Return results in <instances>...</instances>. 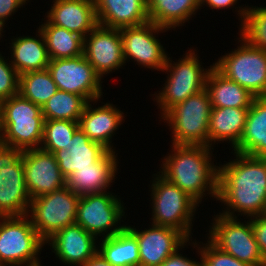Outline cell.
Instances as JSON below:
<instances>
[{
    "instance_id": "6da1fadb",
    "label": "cell",
    "mask_w": 266,
    "mask_h": 266,
    "mask_svg": "<svg viewBox=\"0 0 266 266\" xmlns=\"http://www.w3.org/2000/svg\"><path fill=\"white\" fill-rule=\"evenodd\" d=\"M234 153L236 159L218 167L216 199L227 206L219 214L233 218L235 211L251 218L262 215L266 212V158Z\"/></svg>"
},
{
    "instance_id": "7a4b0ae2",
    "label": "cell",
    "mask_w": 266,
    "mask_h": 266,
    "mask_svg": "<svg viewBox=\"0 0 266 266\" xmlns=\"http://www.w3.org/2000/svg\"><path fill=\"white\" fill-rule=\"evenodd\" d=\"M172 147L174 154L164 158L161 176L177 185L197 204L206 190L217 198L219 168L211 163V147L175 144Z\"/></svg>"
},
{
    "instance_id": "3957f363",
    "label": "cell",
    "mask_w": 266,
    "mask_h": 266,
    "mask_svg": "<svg viewBox=\"0 0 266 266\" xmlns=\"http://www.w3.org/2000/svg\"><path fill=\"white\" fill-rule=\"evenodd\" d=\"M44 122L41 107L19 93L0 102V141L4 144L22 150L39 148Z\"/></svg>"
},
{
    "instance_id": "277c9868",
    "label": "cell",
    "mask_w": 266,
    "mask_h": 266,
    "mask_svg": "<svg viewBox=\"0 0 266 266\" xmlns=\"http://www.w3.org/2000/svg\"><path fill=\"white\" fill-rule=\"evenodd\" d=\"M212 110L206 89L173 106L162 119L172 128V145L208 146V126Z\"/></svg>"
},
{
    "instance_id": "5b68a950",
    "label": "cell",
    "mask_w": 266,
    "mask_h": 266,
    "mask_svg": "<svg viewBox=\"0 0 266 266\" xmlns=\"http://www.w3.org/2000/svg\"><path fill=\"white\" fill-rule=\"evenodd\" d=\"M28 216H0V266H41L37 255L45 241Z\"/></svg>"
},
{
    "instance_id": "8992f818",
    "label": "cell",
    "mask_w": 266,
    "mask_h": 266,
    "mask_svg": "<svg viewBox=\"0 0 266 266\" xmlns=\"http://www.w3.org/2000/svg\"><path fill=\"white\" fill-rule=\"evenodd\" d=\"M151 185L153 203L152 224L181 232L188 240L191 235L193 213L198 204L177 185L156 175Z\"/></svg>"
},
{
    "instance_id": "52a82bcc",
    "label": "cell",
    "mask_w": 266,
    "mask_h": 266,
    "mask_svg": "<svg viewBox=\"0 0 266 266\" xmlns=\"http://www.w3.org/2000/svg\"><path fill=\"white\" fill-rule=\"evenodd\" d=\"M23 153L0 141V216L29 215L31 198L25 185Z\"/></svg>"
},
{
    "instance_id": "ba28073f",
    "label": "cell",
    "mask_w": 266,
    "mask_h": 266,
    "mask_svg": "<svg viewBox=\"0 0 266 266\" xmlns=\"http://www.w3.org/2000/svg\"><path fill=\"white\" fill-rule=\"evenodd\" d=\"M170 61V62H169ZM170 58L167 57L163 71L169 70L170 77L165 83L163 90L157 94L156 102L159 104L162 116L173 106L184 102L189 96L195 95L206 87V79L210 69H203L194 50L186 53L185 57L172 66ZM159 95V96H158Z\"/></svg>"
},
{
    "instance_id": "9c48e42d",
    "label": "cell",
    "mask_w": 266,
    "mask_h": 266,
    "mask_svg": "<svg viewBox=\"0 0 266 266\" xmlns=\"http://www.w3.org/2000/svg\"><path fill=\"white\" fill-rule=\"evenodd\" d=\"M239 41L242 45L237 50L224 55L213 66L255 97L266 96V51L244 39Z\"/></svg>"
},
{
    "instance_id": "30bf717a",
    "label": "cell",
    "mask_w": 266,
    "mask_h": 266,
    "mask_svg": "<svg viewBox=\"0 0 266 266\" xmlns=\"http://www.w3.org/2000/svg\"><path fill=\"white\" fill-rule=\"evenodd\" d=\"M80 195L66 186L31 200V222L46 242L55 232L76 222Z\"/></svg>"
},
{
    "instance_id": "8fae6325",
    "label": "cell",
    "mask_w": 266,
    "mask_h": 266,
    "mask_svg": "<svg viewBox=\"0 0 266 266\" xmlns=\"http://www.w3.org/2000/svg\"><path fill=\"white\" fill-rule=\"evenodd\" d=\"M237 216L217 215L210 227L208 239L220 250L230 254L250 266H266L259 245L256 241L252 222L247 224L236 220Z\"/></svg>"
},
{
    "instance_id": "7c38bea8",
    "label": "cell",
    "mask_w": 266,
    "mask_h": 266,
    "mask_svg": "<svg viewBox=\"0 0 266 266\" xmlns=\"http://www.w3.org/2000/svg\"><path fill=\"white\" fill-rule=\"evenodd\" d=\"M123 204L107 192L80 196L77 205L76 224L95 237L101 233L110 237L121 232L126 226H115L125 213ZM111 229V231H109ZM109 231V232H108ZM104 232V233H103Z\"/></svg>"
},
{
    "instance_id": "4fadbf2b",
    "label": "cell",
    "mask_w": 266,
    "mask_h": 266,
    "mask_svg": "<svg viewBox=\"0 0 266 266\" xmlns=\"http://www.w3.org/2000/svg\"><path fill=\"white\" fill-rule=\"evenodd\" d=\"M47 69L58 90L83 96L89 102H95L101 98V77L84 55L50 59Z\"/></svg>"
},
{
    "instance_id": "5bb4252c",
    "label": "cell",
    "mask_w": 266,
    "mask_h": 266,
    "mask_svg": "<svg viewBox=\"0 0 266 266\" xmlns=\"http://www.w3.org/2000/svg\"><path fill=\"white\" fill-rule=\"evenodd\" d=\"M163 30L167 29L150 21L140 26L120 28L125 62L128 60L127 58H130L138 62L139 65L163 71L167 55L153 34Z\"/></svg>"
},
{
    "instance_id": "9a60e30c",
    "label": "cell",
    "mask_w": 266,
    "mask_h": 266,
    "mask_svg": "<svg viewBox=\"0 0 266 266\" xmlns=\"http://www.w3.org/2000/svg\"><path fill=\"white\" fill-rule=\"evenodd\" d=\"M83 55L101 78L122 67L125 60L120 29L98 24L83 38Z\"/></svg>"
},
{
    "instance_id": "2e32d148",
    "label": "cell",
    "mask_w": 266,
    "mask_h": 266,
    "mask_svg": "<svg viewBox=\"0 0 266 266\" xmlns=\"http://www.w3.org/2000/svg\"><path fill=\"white\" fill-rule=\"evenodd\" d=\"M25 185L32 199L65 187L55 155L41 148L24 150Z\"/></svg>"
},
{
    "instance_id": "e0dca14e",
    "label": "cell",
    "mask_w": 266,
    "mask_h": 266,
    "mask_svg": "<svg viewBox=\"0 0 266 266\" xmlns=\"http://www.w3.org/2000/svg\"><path fill=\"white\" fill-rule=\"evenodd\" d=\"M126 227L136 236L140 266H160L189 241L181 232L169 227L152 224L150 229L140 232Z\"/></svg>"
},
{
    "instance_id": "ac0fdd59",
    "label": "cell",
    "mask_w": 266,
    "mask_h": 266,
    "mask_svg": "<svg viewBox=\"0 0 266 266\" xmlns=\"http://www.w3.org/2000/svg\"><path fill=\"white\" fill-rule=\"evenodd\" d=\"M96 239L74 223L55 232L45 243L51 244L54 253L63 263L83 266L98 251Z\"/></svg>"
},
{
    "instance_id": "d6986e66",
    "label": "cell",
    "mask_w": 266,
    "mask_h": 266,
    "mask_svg": "<svg viewBox=\"0 0 266 266\" xmlns=\"http://www.w3.org/2000/svg\"><path fill=\"white\" fill-rule=\"evenodd\" d=\"M48 21L85 38L97 25L94 0H54Z\"/></svg>"
},
{
    "instance_id": "ffe728a7",
    "label": "cell",
    "mask_w": 266,
    "mask_h": 266,
    "mask_svg": "<svg viewBox=\"0 0 266 266\" xmlns=\"http://www.w3.org/2000/svg\"><path fill=\"white\" fill-rule=\"evenodd\" d=\"M115 151H108L92 167L79 168L65 178V186L83 196L106 192L117 171Z\"/></svg>"
},
{
    "instance_id": "44dd1931",
    "label": "cell",
    "mask_w": 266,
    "mask_h": 266,
    "mask_svg": "<svg viewBox=\"0 0 266 266\" xmlns=\"http://www.w3.org/2000/svg\"><path fill=\"white\" fill-rule=\"evenodd\" d=\"M97 22L108 28L140 26L149 22L147 0H94Z\"/></svg>"
},
{
    "instance_id": "7402d4cb",
    "label": "cell",
    "mask_w": 266,
    "mask_h": 266,
    "mask_svg": "<svg viewBox=\"0 0 266 266\" xmlns=\"http://www.w3.org/2000/svg\"><path fill=\"white\" fill-rule=\"evenodd\" d=\"M109 150L101 143L89 139L79 128L73 135L68 150L54 153L62 175L66 178L79 168L92 167Z\"/></svg>"
},
{
    "instance_id": "603a6c76",
    "label": "cell",
    "mask_w": 266,
    "mask_h": 266,
    "mask_svg": "<svg viewBox=\"0 0 266 266\" xmlns=\"http://www.w3.org/2000/svg\"><path fill=\"white\" fill-rule=\"evenodd\" d=\"M88 101L79 119V128L90 140L101 143L109 151H114L110 143L112 134L121 125L123 112L112 104H105L98 108H91Z\"/></svg>"
},
{
    "instance_id": "cb8c5ba5",
    "label": "cell",
    "mask_w": 266,
    "mask_h": 266,
    "mask_svg": "<svg viewBox=\"0 0 266 266\" xmlns=\"http://www.w3.org/2000/svg\"><path fill=\"white\" fill-rule=\"evenodd\" d=\"M234 152L266 158V96L256 97L248 109L245 127Z\"/></svg>"
},
{
    "instance_id": "d4e9b609",
    "label": "cell",
    "mask_w": 266,
    "mask_h": 266,
    "mask_svg": "<svg viewBox=\"0 0 266 266\" xmlns=\"http://www.w3.org/2000/svg\"><path fill=\"white\" fill-rule=\"evenodd\" d=\"M212 107L250 108L256 98L249 90L220 73L214 66L206 79V87Z\"/></svg>"
},
{
    "instance_id": "484cf974",
    "label": "cell",
    "mask_w": 266,
    "mask_h": 266,
    "mask_svg": "<svg viewBox=\"0 0 266 266\" xmlns=\"http://www.w3.org/2000/svg\"><path fill=\"white\" fill-rule=\"evenodd\" d=\"M249 108L212 107L208 126V146L216 141H228L234 148L244 131Z\"/></svg>"
},
{
    "instance_id": "4316f807",
    "label": "cell",
    "mask_w": 266,
    "mask_h": 266,
    "mask_svg": "<svg viewBox=\"0 0 266 266\" xmlns=\"http://www.w3.org/2000/svg\"><path fill=\"white\" fill-rule=\"evenodd\" d=\"M38 33L41 39L23 36L12 40L11 57L13 60L10 62L19 76L48 67L50 58L45 40L40 29H38Z\"/></svg>"
},
{
    "instance_id": "83f0119b",
    "label": "cell",
    "mask_w": 266,
    "mask_h": 266,
    "mask_svg": "<svg viewBox=\"0 0 266 266\" xmlns=\"http://www.w3.org/2000/svg\"><path fill=\"white\" fill-rule=\"evenodd\" d=\"M200 6V0H147L149 21L166 29L185 23Z\"/></svg>"
},
{
    "instance_id": "f1b7e54d",
    "label": "cell",
    "mask_w": 266,
    "mask_h": 266,
    "mask_svg": "<svg viewBox=\"0 0 266 266\" xmlns=\"http://www.w3.org/2000/svg\"><path fill=\"white\" fill-rule=\"evenodd\" d=\"M98 252L112 266H140L136 236L125 227L110 237H103Z\"/></svg>"
},
{
    "instance_id": "f546056e",
    "label": "cell",
    "mask_w": 266,
    "mask_h": 266,
    "mask_svg": "<svg viewBox=\"0 0 266 266\" xmlns=\"http://www.w3.org/2000/svg\"><path fill=\"white\" fill-rule=\"evenodd\" d=\"M50 59H66L83 55V37L48 20L39 27Z\"/></svg>"
},
{
    "instance_id": "4dcf8cb0",
    "label": "cell",
    "mask_w": 266,
    "mask_h": 266,
    "mask_svg": "<svg viewBox=\"0 0 266 266\" xmlns=\"http://www.w3.org/2000/svg\"><path fill=\"white\" fill-rule=\"evenodd\" d=\"M87 102L83 96L57 90L41 108L42 114L45 120L79 122Z\"/></svg>"
},
{
    "instance_id": "1f68e13d",
    "label": "cell",
    "mask_w": 266,
    "mask_h": 266,
    "mask_svg": "<svg viewBox=\"0 0 266 266\" xmlns=\"http://www.w3.org/2000/svg\"><path fill=\"white\" fill-rule=\"evenodd\" d=\"M57 90L47 68L19 76V94L41 108Z\"/></svg>"
},
{
    "instance_id": "d6a6232c",
    "label": "cell",
    "mask_w": 266,
    "mask_h": 266,
    "mask_svg": "<svg viewBox=\"0 0 266 266\" xmlns=\"http://www.w3.org/2000/svg\"><path fill=\"white\" fill-rule=\"evenodd\" d=\"M241 39L256 48L266 51V7L239 9Z\"/></svg>"
},
{
    "instance_id": "836d02e7",
    "label": "cell",
    "mask_w": 266,
    "mask_h": 266,
    "mask_svg": "<svg viewBox=\"0 0 266 266\" xmlns=\"http://www.w3.org/2000/svg\"><path fill=\"white\" fill-rule=\"evenodd\" d=\"M78 129V122L68 120H45L43 138L39 148L53 154L61 149L68 150L71 139Z\"/></svg>"
},
{
    "instance_id": "e575fe53",
    "label": "cell",
    "mask_w": 266,
    "mask_h": 266,
    "mask_svg": "<svg viewBox=\"0 0 266 266\" xmlns=\"http://www.w3.org/2000/svg\"><path fill=\"white\" fill-rule=\"evenodd\" d=\"M206 246L201 247V266H250L244 262L239 261L230 254L220 250L210 240L207 241Z\"/></svg>"
},
{
    "instance_id": "d590c367",
    "label": "cell",
    "mask_w": 266,
    "mask_h": 266,
    "mask_svg": "<svg viewBox=\"0 0 266 266\" xmlns=\"http://www.w3.org/2000/svg\"><path fill=\"white\" fill-rule=\"evenodd\" d=\"M0 54V102L19 93V74Z\"/></svg>"
},
{
    "instance_id": "8d00e7d4",
    "label": "cell",
    "mask_w": 266,
    "mask_h": 266,
    "mask_svg": "<svg viewBox=\"0 0 266 266\" xmlns=\"http://www.w3.org/2000/svg\"><path fill=\"white\" fill-rule=\"evenodd\" d=\"M252 227L263 258L266 260V213L250 218Z\"/></svg>"
},
{
    "instance_id": "74e56055",
    "label": "cell",
    "mask_w": 266,
    "mask_h": 266,
    "mask_svg": "<svg viewBox=\"0 0 266 266\" xmlns=\"http://www.w3.org/2000/svg\"><path fill=\"white\" fill-rule=\"evenodd\" d=\"M27 0H0V24L4 27L5 20L12 15Z\"/></svg>"
},
{
    "instance_id": "f35d334b",
    "label": "cell",
    "mask_w": 266,
    "mask_h": 266,
    "mask_svg": "<svg viewBox=\"0 0 266 266\" xmlns=\"http://www.w3.org/2000/svg\"><path fill=\"white\" fill-rule=\"evenodd\" d=\"M160 266H201V262L187 259L177 251L170 255Z\"/></svg>"
},
{
    "instance_id": "ab89813d",
    "label": "cell",
    "mask_w": 266,
    "mask_h": 266,
    "mask_svg": "<svg viewBox=\"0 0 266 266\" xmlns=\"http://www.w3.org/2000/svg\"><path fill=\"white\" fill-rule=\"evenodd\" d=\"M237 0H200L201 4L211 7V9L229 8L233 4H236Z\"/></svg>"
},
{
    "instance_id": "60d3db41",
    "label": "cell",
    "mask_w": 266,
    "mask_h": 266,
    "mask_svg": "<svg viewBox=\"0 0 266 266\" xmlns=\"http://www.w3.org/2000/svg\"><path fill=\"white\" fill-rule=\"evenodd\" d=\"M83 266H112L97 251Z\"/></svg>"
},
{
    "instance_id": "b9f144b4",
    "label": "cell",
    "mask_w": 266,
    "mask_h": 266,
    "mask_svg": "<svg viewBox=\"0 0 266 266\" xmlns=\"http://www.w3.org/2000/svg\"><path fill=\"white\" fill-rule=\"evenodd\" d=\"M2 29H3V26L0 24V37H1V31H2Z\"/></svg>"
}]
</instances>
